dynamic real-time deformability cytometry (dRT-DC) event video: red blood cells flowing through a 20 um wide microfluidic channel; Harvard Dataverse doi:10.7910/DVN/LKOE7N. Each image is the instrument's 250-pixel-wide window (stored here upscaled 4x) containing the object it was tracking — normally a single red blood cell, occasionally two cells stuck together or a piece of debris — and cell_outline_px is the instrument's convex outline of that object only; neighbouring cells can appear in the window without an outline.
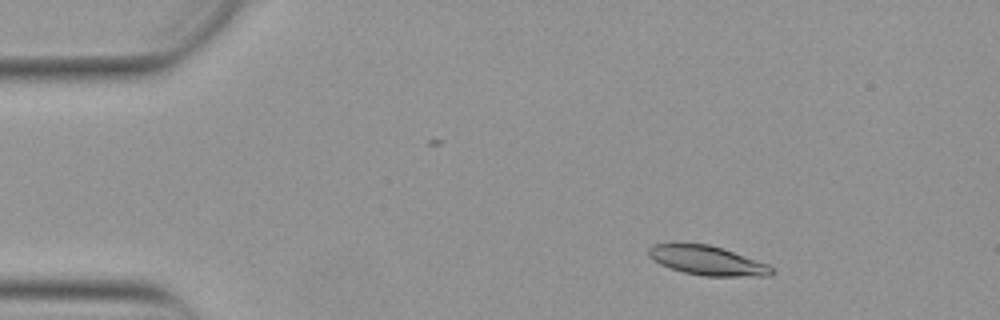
{"species": "Egyptian fruit bat (a non-hibernating species)", "species_latin": "Rousettus aegyptiacus", "temperature_condition": "warm", "stored_images_in_passage": 53, "camera_frame_rate_fps": 3000, "um_per_image_px": 0.085, "animal": {"sex": "female"}, "frame": {"image": 1, "passage_image": 8, "time_ms": 2.333, "image_size_px": [1000, 320], "cell_outline_px": [[776, 272], [772, 276], [704, 276], [684, 272], [668, 268], [660, 264], [648, 256], [648, 248], [652, 244], [708, 244], [768, 264]], "centroid_in_image_um": [60.12, 22.16], "position_along_channel_um": 24.9, "area_um2": 20.81}}
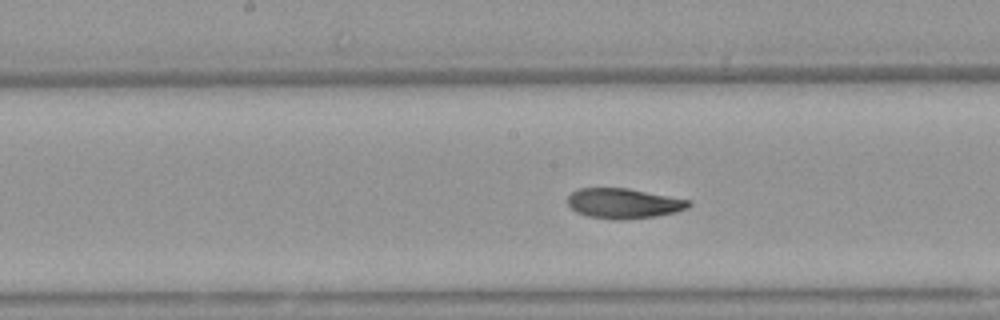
{"frame": {"image": 2, "passage_image": 27, "time_ms": 8.667, "image_size_px": [1000, 320], "cell_outline_px": [[692, 204], [688, 208], [676, 212], [656, 216], [616, 220], [612, 220], [588, 216], [576, 212], [568, 204], [568, 196], [576, 188], [628, 188], [688, 200]], "centroid_in_image_um": [52.98, 17.29], "position_along_channel_um": 195.2, "area_um2": 21.15}}
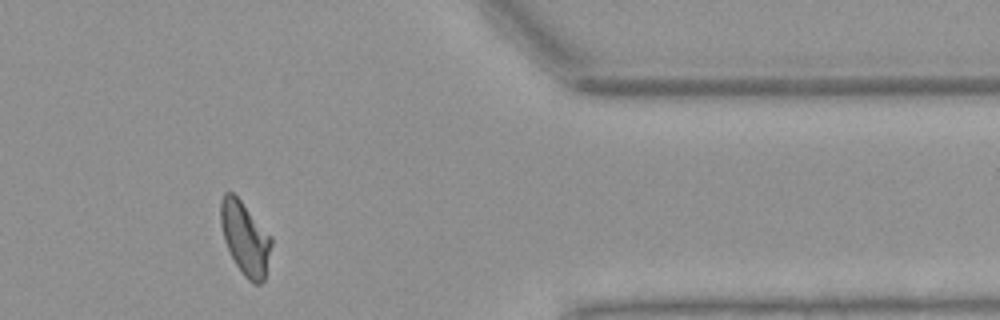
{"frame": {"image": 3, "passage_image": 44, "time_ms": 14.333, "image_size_px": [1000, 320], "cell_outline_px": [[272, 244], [264, 280], [260, 284], [252, 284], [244, 276], [236, 264], [224, 240], [220, 224], [220, 200], [224, 192], [232, 192], [240, 200], [272, 236]], "centroid_in_image_um": [20.83, 20.25], "position_along_channel_um": 390.6, "area_um2": 21.56}, "authors_computed_cell_mechanics": {"area_um2": 21.5016, "velocity_mm_per_s": 3.8518, "shape_relaxation_time_tau1_ms": 4.1561, "shape_relaxation_time_tau2_ms": 2.377, "deformation_change_tau1": 0.1795, "deformation_change_tau2": 0.0827}}